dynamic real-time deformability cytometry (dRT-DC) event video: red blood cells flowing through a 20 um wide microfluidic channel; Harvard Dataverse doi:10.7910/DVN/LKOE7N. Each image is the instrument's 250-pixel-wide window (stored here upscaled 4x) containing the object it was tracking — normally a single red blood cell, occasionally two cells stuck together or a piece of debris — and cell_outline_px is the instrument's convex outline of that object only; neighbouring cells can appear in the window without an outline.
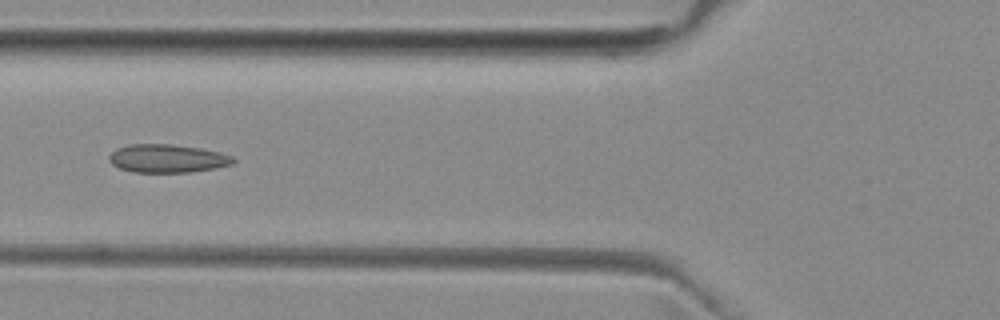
{"species": "common noctule bat (a hibernating species)", "species_latin": "Nyctalus noctula", "temperature_condition": "room temperature", "stored_images_in_passage": 5, "camera_frame_rate_fps": 3000, "um_per_image_px": 0.085, "animal": {"sex": "female", "body_mass_g": 29.2, "forearm_length_mm": 56.3}, "frame": {"image": 1, "passage_image": 4, "time_ms": 3.667, "image_size_px": [1000, 320], "cell_outline_px": [[236, 160], [232, 164], [216, 168], [188, 172], [132, 172], [120, 168], [112, 164], [108, 160], [108, 156], [116, 148], [128, 144], [172, 144], [200, 148], [220, 152], [232, 156]], "centroid_in_image_um": [14.21, 13.46], "position_along_channel_um": 111.6, "area_um2": 20.52}}
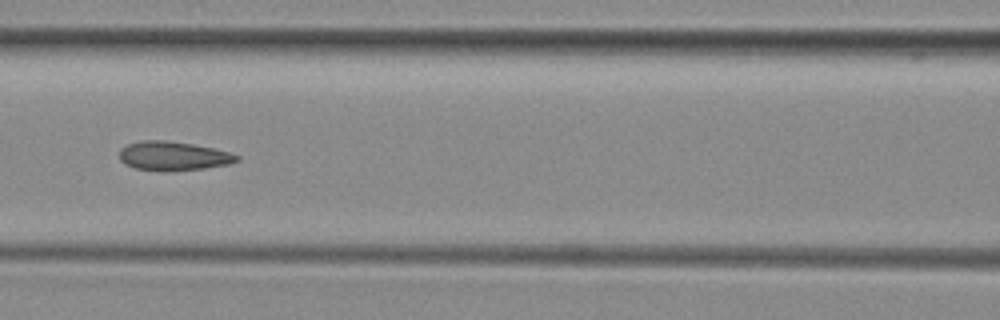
{"frame": {"image": 2, "passage_image": 5, "time_ms": 4.667, "image_size_px": [1000, 320], "cell_outline_px": [[240, 160], [228, 164], [204, 168], [164, 172], [136, 168], [124, 164], [120, 160], [120, 148], [128, 144], [140, 140], [164, 140], [192, 144], [212, 148], [228, 152], [240, 156]], "centroid_in_image_um": [14.7, 13.26], "position_along_channel_um": 151.9, "area_um2": 19.88}}